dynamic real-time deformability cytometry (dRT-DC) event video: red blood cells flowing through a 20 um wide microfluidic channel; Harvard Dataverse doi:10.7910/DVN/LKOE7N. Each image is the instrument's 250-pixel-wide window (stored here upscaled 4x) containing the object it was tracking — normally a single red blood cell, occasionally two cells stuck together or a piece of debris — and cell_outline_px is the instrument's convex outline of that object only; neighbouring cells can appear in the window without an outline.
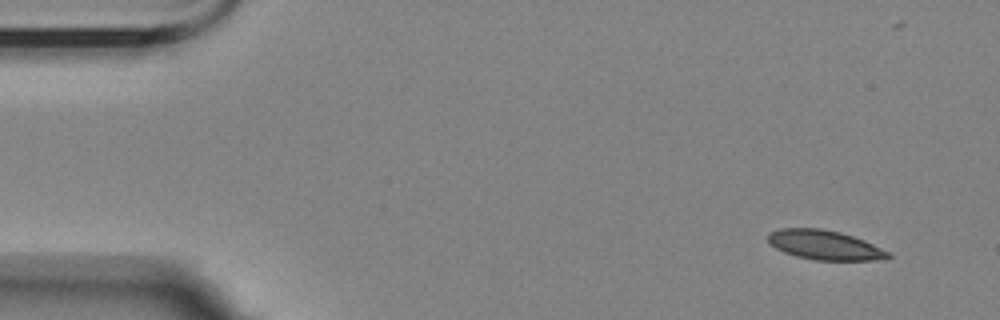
{"species": "Egyptian fruit bat (a non-hibernating species)", "species_latin": "Rousettus aegyptiacus", "temperature_condition": "room temperature", "stored_images_in_passage": 5, "camera_frame_rate_fps": 3000, "um_per_image_px": 0.085, "animal": {"sex": "female"}, "frame": {"image": 1, "passage_image": 1, "time_ms": 0.0, "image_size_px": [1000, 320], "cell_outline_px": [[892, 256], [884, 260], [816, 260], [796, 256], [784, 252], [776, 248], [768, 240], [768, 232], [780, 228], [820, 228], [840, 232], [864, 240], [888, 252]], "centroid_in_image_um": [70.09, 20.82], "position_along_channel_um": 14.9, "area_um2": 20.52}}
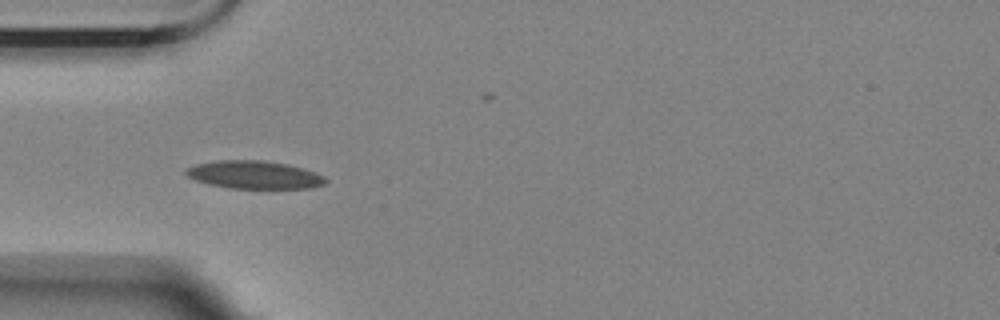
{"frame": {"image": 2, "passage_image": 4, "time_ms": 4.333, "image_size_px": [1000, 320], "cell_outline_px": [[328, 180], [324, 184], [312, 188], [228, 188], [208, 184], [196, 180], [188, 176], [184, 172], [188, 168], [196, 164], [216, 160], [264, 160], [288, 164], [324, 176]], "centroid_in_image_um": [21.6, 14.86], "position_along_channel_um": 63.4, "area_um2": 22.6}}
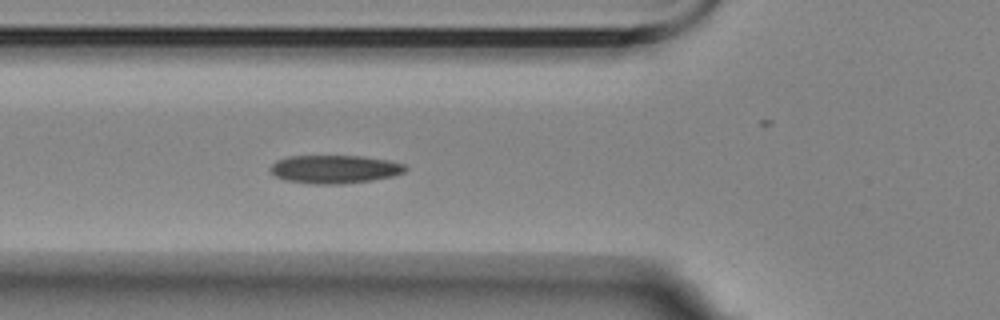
{"frame": {"image": 3, "passage_image": 5, "time_ms": 5.333, "image_size_px": [1000, 320], "cell_outline_px": [[408, 168], [404, 172], [392, 176], [368, 180], [340, 184], [312, 184], [284, 180], [276, 176], [268, 168], [276, 160], [288, 156], [360, 156], [388, 160], [404, 164]], "centroid_in_image_um": [28.4, 14.38], "position_along_channel_um": 97.4, "area_um2": 22.14}}